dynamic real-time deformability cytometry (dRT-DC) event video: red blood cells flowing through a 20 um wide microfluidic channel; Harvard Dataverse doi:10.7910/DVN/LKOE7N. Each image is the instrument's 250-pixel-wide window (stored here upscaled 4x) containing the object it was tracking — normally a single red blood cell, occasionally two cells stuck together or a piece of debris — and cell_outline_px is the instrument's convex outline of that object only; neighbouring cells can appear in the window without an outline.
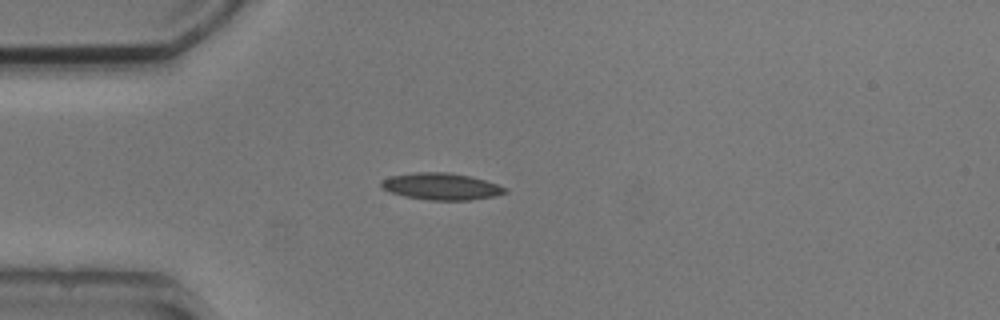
{"species": "common noctule bat (a hibernating species)", "species_latin": "Nyctalus noctula", "temperature_condition": "cold", "stored_images_in_passage": 2, "camera_frame_rate_fps": 3000, "um_per_image_px": 0.085, "animal": {"sex": "male", "body_mass_g": 20.5, "forearm_length_mm": 52.5}, "frame": {"image": 1, "passage_image": 1, "time_ms": 0.0, "image_size_px": [1000, 320], "cell_outline_px": [[508, 192], [496, 196], [468, 200], [428, 200], [404, 196], [392, 192], [384, 188], [380, 184], [380, 180], [388, 176], [412, 172], [448, 172], [472, 176], [508, 188]], "centroid_in_image_um": [37.51, 15.83], "position_along_channel_um": 47.5, "area_um2": 19.48}}